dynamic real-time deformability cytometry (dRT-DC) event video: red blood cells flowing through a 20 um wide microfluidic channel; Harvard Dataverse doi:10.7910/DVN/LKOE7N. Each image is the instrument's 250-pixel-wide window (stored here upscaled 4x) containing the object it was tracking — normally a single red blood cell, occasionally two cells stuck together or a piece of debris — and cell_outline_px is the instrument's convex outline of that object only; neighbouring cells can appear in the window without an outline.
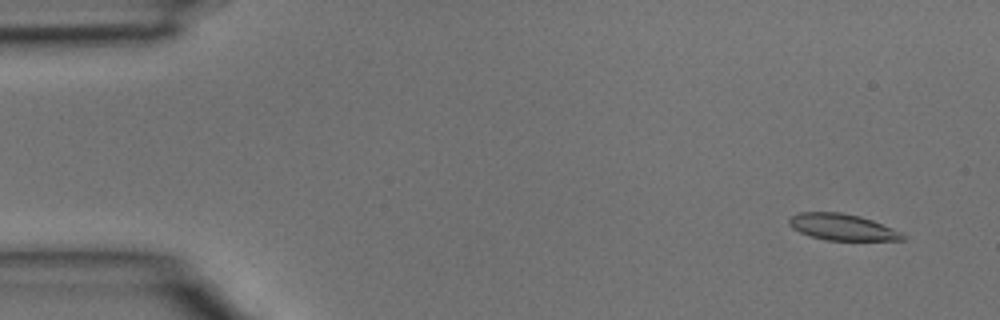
{"species": "common noctule bat (a hibernating species)", "species_latin": "Nyctalus noctula", "temperature_condition": "room temperature", "stored_images_in_passage": 41, "camera_frame_rate_fps": 3000, "um_per_image_px": 0.085, "animal": {"sex": "male", "body_mass_g": 15.6}, "frame": {"image": 1, "passage_image": 3, "time_ms": 0.667, "image_size_px": [1000, 320], "cell_outline_px": [[908, 240], [824, 240], [800, 232], [792, 228], [788, 224], [788, 220], [792, 216], [800, 212], [840, 212], [860, 216], [872, 220], [892, 228], [900, 232]], "centroid_in_image_um": [71.58, 19.3], "position_along_channel_um": 13.4, "area_um2": 17.34}}
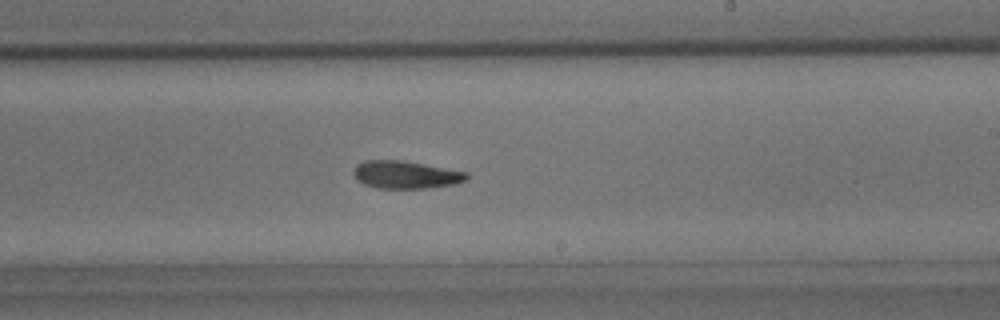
{"frame": {"image": 2, "passage_image": 24, "time_ms": 7.667, "image_size_px": [1000, 320], "cell_outline_px": [[468, 180], [452, 184], [424, 188], [376, 188], [364, 184], [356, 180], [352, 172], [356, 164], [364, 160], [400, 160], [468, 172]], "centroid_in_image_um": [34.43, 14.85], "position_along_channel_um": 254.6, "area_um2": 18.21}}
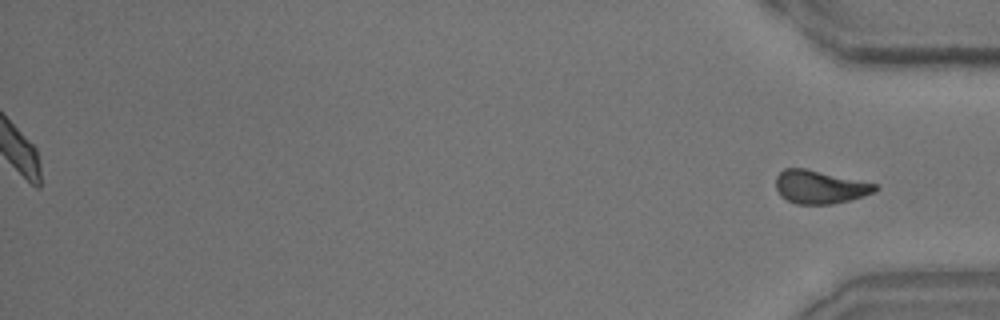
{"frame": {"image": 3, "passage_image": 41, "time_ms": 13.333, "image_size_px": [1000, 320], "cell_outline_px": [[880, 188], [876, 192], [864, 196], [832, 204], [796, 204], [780, 196], [776, 188], [776, 176], [784, 168], [804, 168], [880, 184]], "centroid_in_image_um": [69.73, 15.89], "position_along_channel_um": 365.5, "area_um2": 19.42}}